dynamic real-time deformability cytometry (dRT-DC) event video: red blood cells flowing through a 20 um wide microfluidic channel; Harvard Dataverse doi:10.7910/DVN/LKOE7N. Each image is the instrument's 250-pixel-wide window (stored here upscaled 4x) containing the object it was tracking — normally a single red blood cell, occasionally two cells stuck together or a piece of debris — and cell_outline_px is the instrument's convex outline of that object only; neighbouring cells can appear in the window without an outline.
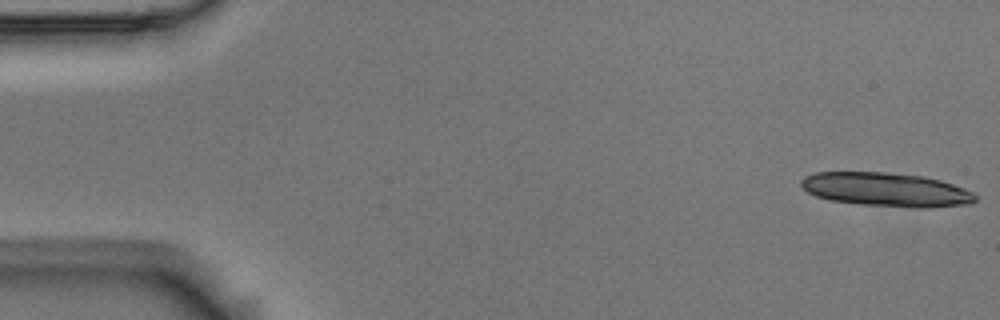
{"species": "Egyptian fruit bat (a non-hibernating species)", "species_latin": "Rousettus aegyptiacus", "temperature_condition": "room temperature", "stored_images_in_passage": 15, "camera_frame_rate_fps": 3000, "um_per_image_px": 0.085, "animal": {"sex": "male"}, "frame": {"image": 1, "passage_image": 1, "time_ms": 0.0, "image_size_px": [1000, 320], "cell_outline_px": [[976, 200], [972, 204], [928, 208], [920, 208], [864, 204], [828, 200], [816, 196], [808, 192], [800, 184], [800, 180], [804, 176], [816, 172], [888, 172], [924, 176], [940, 180], [964, 188], [972, 192], [976, 196]], "centroid_in_image_um": [75.34, 16.11], "position_along_channel_um": 9.7, "area_um2": 34.45}}